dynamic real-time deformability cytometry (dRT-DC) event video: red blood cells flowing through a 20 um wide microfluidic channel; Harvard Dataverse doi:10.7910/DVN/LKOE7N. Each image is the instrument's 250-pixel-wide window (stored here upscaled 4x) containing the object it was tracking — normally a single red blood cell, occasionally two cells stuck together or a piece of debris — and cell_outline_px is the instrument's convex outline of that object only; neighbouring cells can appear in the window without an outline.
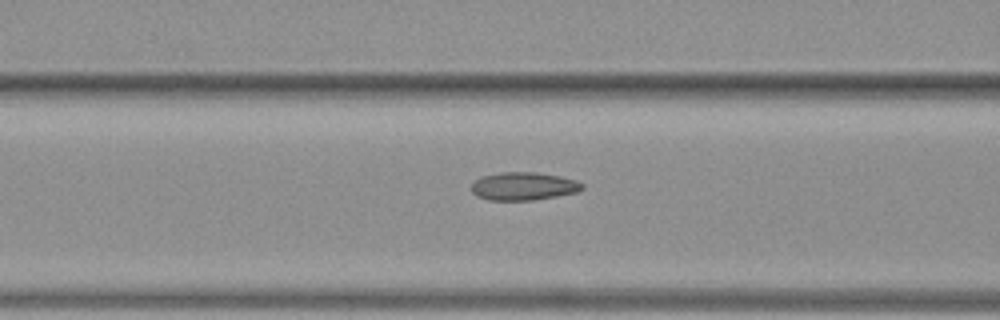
{"species": "common noctule bat (a hibernating species)", "species_latin": "Nyctalus noctula", "temperature_condition": "warm", "stored_images_in_passage": 14, "camera_frame_rate_fps": 3000, "um_per_image_px": 0.085, "animal": {"sex": "female", "body_mass_g": 19.3, "forearm_length_mm": 54.1}, "frame": {"image": 1, "passage_image": 12, "time_ms": 3.667, "image_size_px": [1000, 320], "cell_outline_px": [[584, 188], [576, 192], [556, 196], [532, 200], [488, 200], [476, 196], [472, 192], [472, 184], [480, 176], [500, 172], [536, 172], [560, 176], [576, 180], [584, 184]], "centroid_in_image_um": [44.49, 15.82], "position_along_channel_um": 122.1, "area_um2": 18.15}}